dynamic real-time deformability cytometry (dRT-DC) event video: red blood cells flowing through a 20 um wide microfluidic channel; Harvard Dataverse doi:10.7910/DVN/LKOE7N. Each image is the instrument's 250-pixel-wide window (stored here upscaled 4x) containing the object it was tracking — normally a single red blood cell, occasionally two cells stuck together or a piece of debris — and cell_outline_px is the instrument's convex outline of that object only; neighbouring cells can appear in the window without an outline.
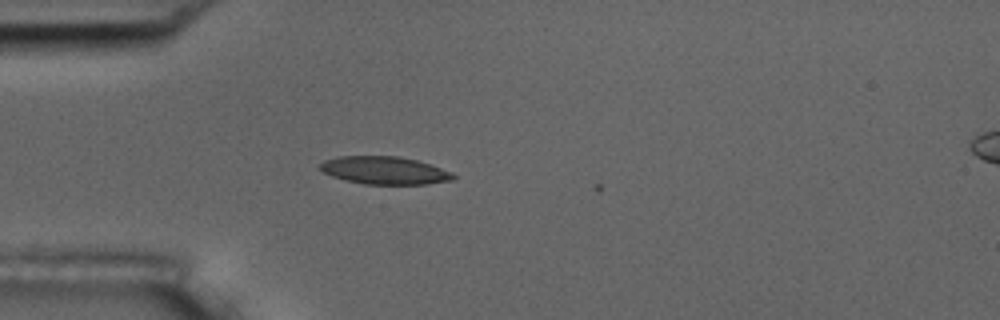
{"species": "common noctule bat (a hibernating species)", "species_latin": "Nyctalus noctula", "temperature_condition": "room temperature", "stored_images_in_passage": 3, "camera_frame_rate_fps": 3000, "um_per_image_px": 0.085, "animal": {"sex": "male", "body_mass_g": 17.5, "forearm_length_mm": 52.3}, "frame": {"image": 1, "passage_image": 2, "time_ms": 0.333, "image_size_px": [1000, 320], "cell_outline_px": [[456, 176], [452, 180], [428, 184], [364, 184], [344, 180], [332, 176], [324, 172], [320, 168], [320, 164], [324, 160], [336, 156], [400, 156], [416, 160], [452, 172]], "centroid_in_image_um": [32.67, 14.48], "position_along_channel_um": 52.3, "area_um2": 21.5}}